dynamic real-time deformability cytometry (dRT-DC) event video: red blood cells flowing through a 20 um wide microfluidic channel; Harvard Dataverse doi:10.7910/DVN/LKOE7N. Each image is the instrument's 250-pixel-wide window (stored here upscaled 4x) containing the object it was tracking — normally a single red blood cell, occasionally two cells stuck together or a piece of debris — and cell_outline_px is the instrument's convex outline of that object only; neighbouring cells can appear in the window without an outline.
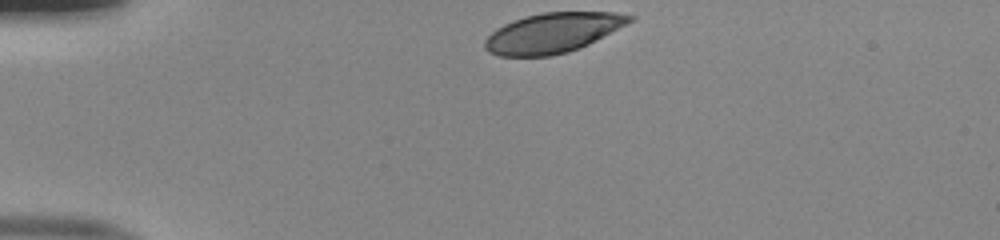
{"species": "human", "species_latin": "Homo sapiens", "temperature_condition": "room temperature", "stored_images_in_passage": 32, "camera_frame_rate_fps": 3000, "um_per_image_px": 0.085, "donor": {"sex": "male"}, "frame": {"image": 1, "passage_image": 1, "time_ms": 0.0, "image_size_px": [1000, 240], "cell_outline_px": [[636, 16], [628, 24], [588, 44], [568, 52], [552, 56], [500, 56], [488, 52], [484, 48], [484, 40], [496, 28], [504, 24], [528, 16], [544, 12], [616, 12]], "centroid_in_image_um": [46.99, 2.79], "position_along_channel_um": 38.0, "area_um2": 33.52}}
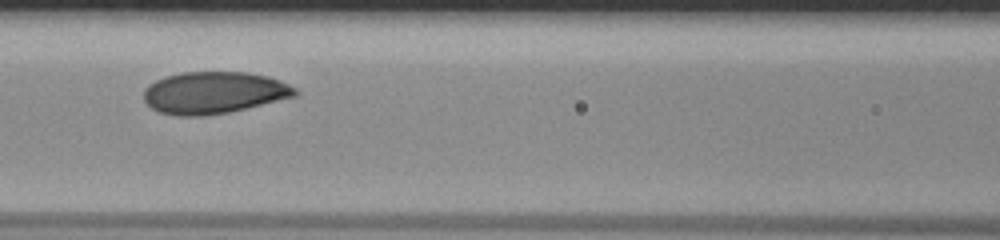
{"frame": {"image": 2, "passage_image": 13, "time_ms": 4.0, "image_size_px": [1000, 240], "cell_outline_px": [[300, 92], [296, 96], [228, 112], [200, 116], [180, 116], [160, 112], [152, 108], [144, 100], [144, 88], [148, 84], [164, 76], [180, 72], [244, 72], [268, 76], [280, 80], [296, 88]], "centroid_in_image_um": [18.17, 7.86], "position_along_channel_um": 148.4, "area_um2": 36.99}}
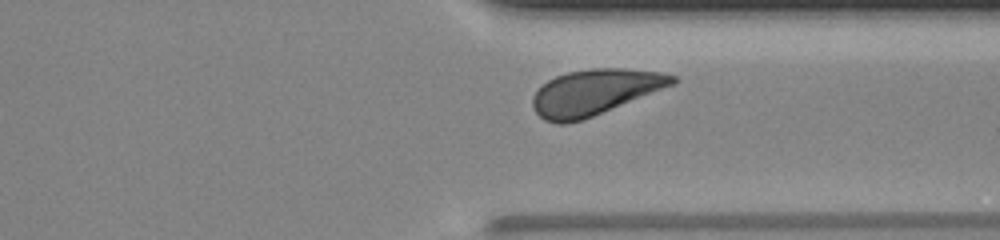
{"frame": {"image": 3, "passage_image": 29, "time_ms": 9.333, "image_size_px": [1000, 240], "cell_outline_px": [[680, 80], [676, 84], [592, 116], [580, 120], [564, 124], [560, 124], [544, 120], [532, 108], [532, 96], [548, 80], [556, 76], [568, 72], [592, 68], [624, 68], [660, 72], [676, 76]], "centroid_in_image_um": [50.57, 7.82], "position_along_channel_um": 360.8, "area_um2": 36.99}, "authors_computed_cell_mechanics": {"area_um2": 36.992, "velocity_mm_per_s": 3.9793, "shape_relaxation_time_tau1_ms": 3.3183, "shape_relaxation_time_tau2_ms": null, "deformation_change_tau1": 0.1366, "deformation_change_tau2": null}}